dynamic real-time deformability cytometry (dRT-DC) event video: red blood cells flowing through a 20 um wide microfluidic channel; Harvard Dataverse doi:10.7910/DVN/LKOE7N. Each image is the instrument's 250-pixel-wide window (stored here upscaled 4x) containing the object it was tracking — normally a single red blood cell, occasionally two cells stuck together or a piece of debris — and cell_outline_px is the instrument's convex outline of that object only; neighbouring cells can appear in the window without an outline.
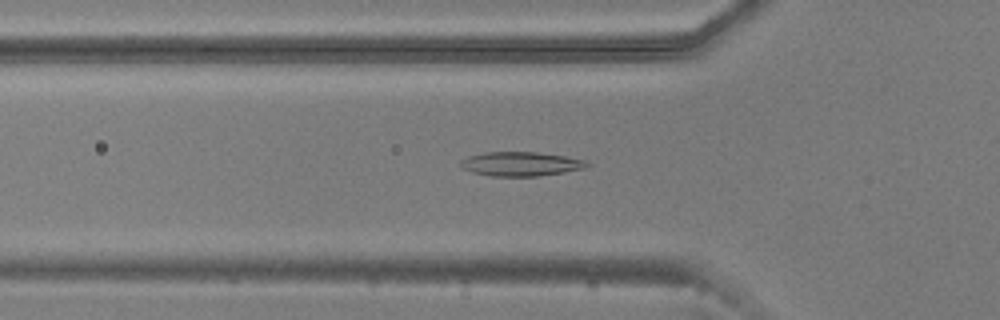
{"species": "common noctule bat (a hibernating species)", "species_latin": "Nyctalus noctula", "temperature_condition": "warm", "stored_images_in_passage": 47, "camera_frame_rate_fps": 3000, "um_per_image_px": 0.085, "animal": {"sex": "male", "body_mass_g": 20.5, "forearm_length_mm": 52.5}, "frame": {"image": 1, "passage_image": 11, "time_ms": 3.333, "image_size_px": [1000, 320], "cell_outline_px": [[592, 164], [584, 168], [564, 172], [536, 176], [492, 176], [472, 172], [464, 168], [460, 164], [460, 160], [468, 156], [484, 152], [536, 152], [564, 156], [584, 160]], "centroid_in_image_um": [44.26, 13.93], "position_along_channel_um": 81.5, "area_um2": 17.69}}
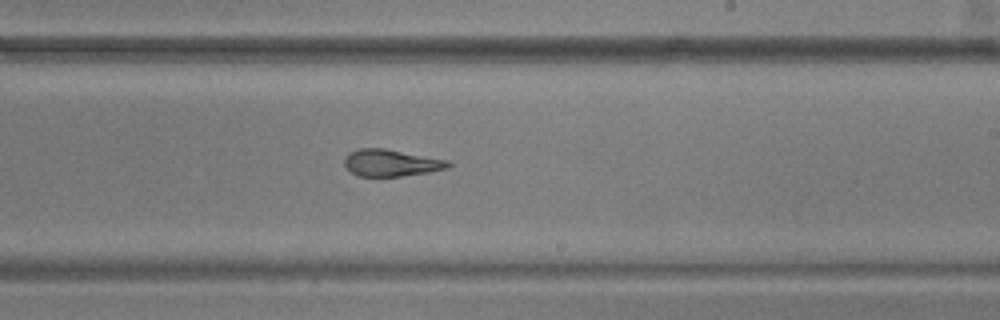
{"frame": {"image": 2, "passage_image": 25, "time_ms": 8.0, "image_size_px": [1000, 320], "cell_outline_px": [[452, 164], [448, 168], [428, 172], [400, 176], [360, 176], [352, 172], [344, 164], [344, 160], [348, 152], [360, 148], [384, 148], [448, 160]], "centroid_in_image_um": [33.24, 13.83], "position_along_channel_um": 255.8, "area_um2": 16.13}}
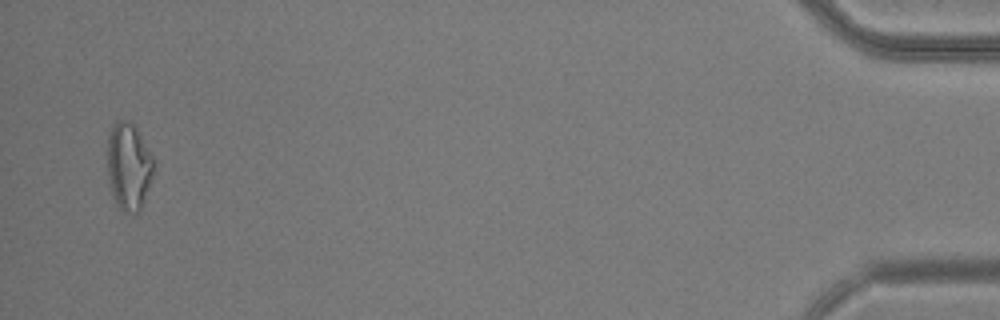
{"frame": {"image": 3, "passage_image": 46, "time_ms": 15.0, "image_size_px": [1000, 320], "cell_outline_px": [[152, 176], [140, 208], [136, 212], [124, 212], [116, 204], [112, 192], [108, 176], [108, 136], [112, 124], [116, 120], [128, 120], [136, 128], [152, 156]], "centroid_in_image_um": [10.9, 14.1], "position_along_channel_um": 424.3, "area_um2": 22.89}, "authors_computed_cell_mechanics": {"area_um2": 18.1492, "velocity_mm_per_s": 3.7126, "shape_relaxation_time_tau1_ms": null, "shape_relaxation_time_tau2_ms": 2.6652, "deformation_change_tau1": null, "deformation_change_tau2": 0.1221}}